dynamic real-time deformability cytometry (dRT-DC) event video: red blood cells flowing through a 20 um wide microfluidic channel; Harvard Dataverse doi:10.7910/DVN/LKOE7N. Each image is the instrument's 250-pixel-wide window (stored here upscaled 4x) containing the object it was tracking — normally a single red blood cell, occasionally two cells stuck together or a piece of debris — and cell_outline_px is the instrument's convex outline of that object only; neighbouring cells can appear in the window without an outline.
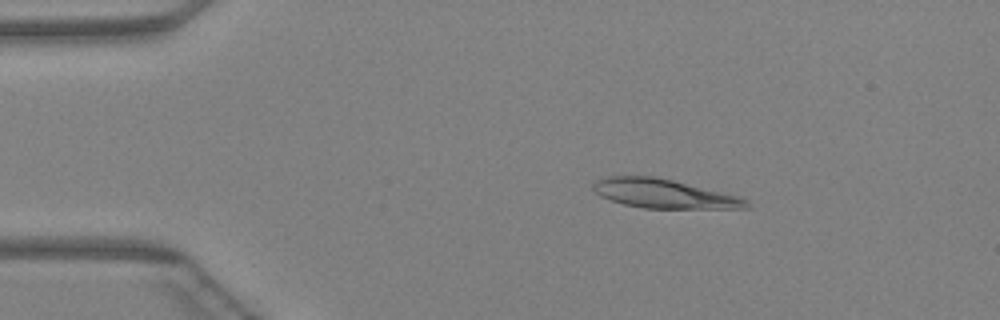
{"species": "Egyptian fruit bat (a non-hibernating species)", "species_latin": "Rousettus aegyptiacus", "temperature_condition": "warm", "stored_images_in_passage": 38, "camera_frame_rate_fps": 3000, "um_per_image_px": 0.085, "animal": {"sex": "female"}, "frame": {"image": 1, "passage_image": 1, "time_ms": 0.0, "image_size_px": [1000, 320], "cell_outline_px": [[752, 208], [644, 208], [624, 204], [600, 196], [592, 188], [592, 184], [596, 180], [608, 176], [656, 176], [740, 196], [748, 200]], "centroid_in_image_um": [56.45, 16.46], "position_along_channel_um": 28.5, "area_um2": 25.89}}
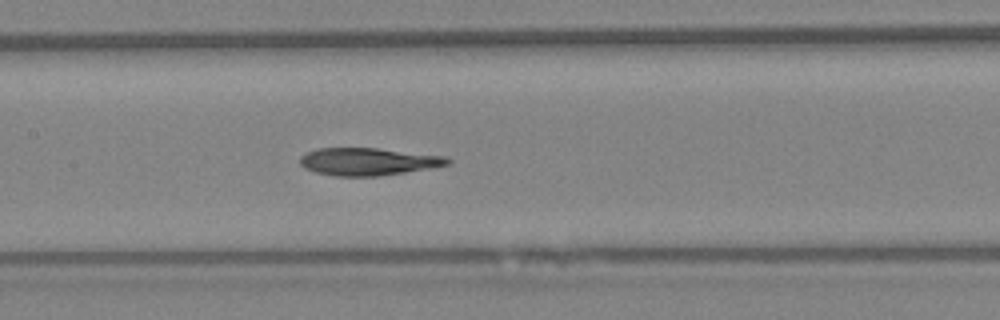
{"frame": {"image": 2, "passage_image": 15, "time_ms": 4.667, "image_size_px": [1000, 320], "cell_outline_px": [[452, 164], [432, 168], [376, 176], [336, 176], [316, 172], [304, 168], [300, 164], [300, 156], [304, 152], [316, 148], [376, 148], [444, 156], [452, 160]], "centroid_in_image_um": [31.27, 13.73], "position_along_channel_um": 176.1, "area_um2": 23.7}}
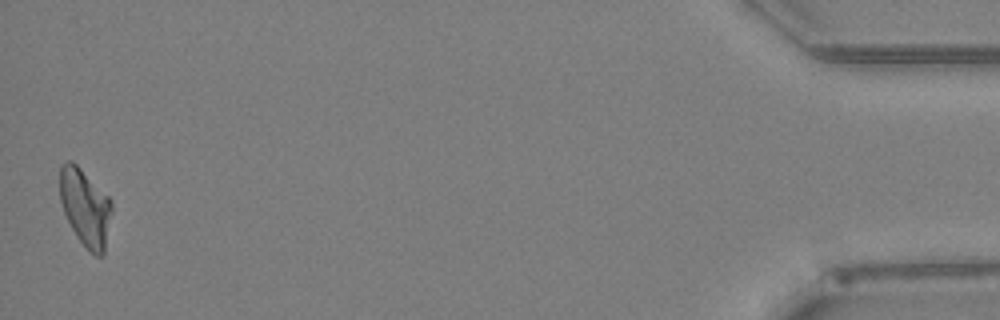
{"frame": {"image": 3, "passage_image": 38, "time_ms": 12.333, "image_size_px": [1000, 320], "cell_outline_px": [[112, 212], [104, 252], [100, 256], [96, 256], [88, 252], [72, 228], [64, 212], [60, 200], [60, 164], [68, 160], [72, 160], [112, 200]], "centroid_in_image_um": [7.25, 17.63], "position_along_channel_um": 428.0, "area_um2": 23.24}}